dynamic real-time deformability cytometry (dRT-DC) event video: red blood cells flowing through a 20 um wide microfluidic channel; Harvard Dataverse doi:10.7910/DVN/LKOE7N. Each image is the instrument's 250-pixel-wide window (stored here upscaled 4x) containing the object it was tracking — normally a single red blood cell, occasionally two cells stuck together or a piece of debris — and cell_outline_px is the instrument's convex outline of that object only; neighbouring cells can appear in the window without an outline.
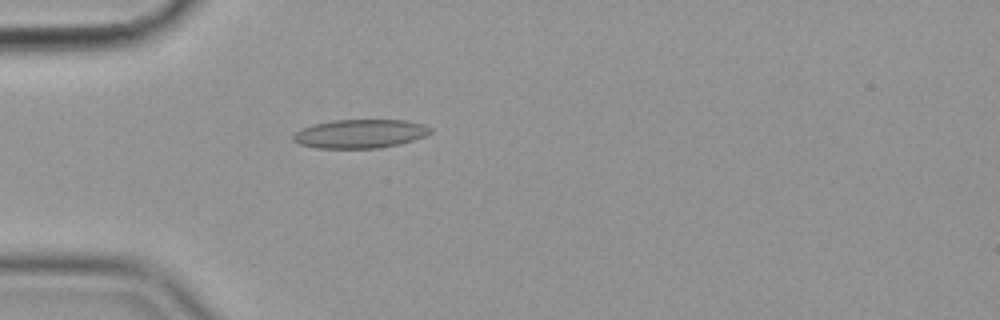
{"species": "common noctule bat (a hibernating species)", "species_latin": "Nyctalus noctula", "temperature_condition": "cold", "stored_images_in_passage": 42, "camera_frame_rate_fps": 3000, "um_per_image_px": 0.085, "animal": {"sex": "female", "body_mass_g": 19.9}, "frame": {"image": 1, "passage_image": 2, "time_ms": 0.333, "image_size_px": [1000, 320], "cell_outline_px": [[432, 132], [424, 136], [400, 144], [380, 148], [316, 148], [300, 144], [292, 140], [292, 136], [300, 128], [332, 120], [404, 120], [424, 124], [432, 128]], "centroid_in_image_um": [30.61, 11.37], "position_along_channel_um": 54.4, "area_um2": 23.0}}
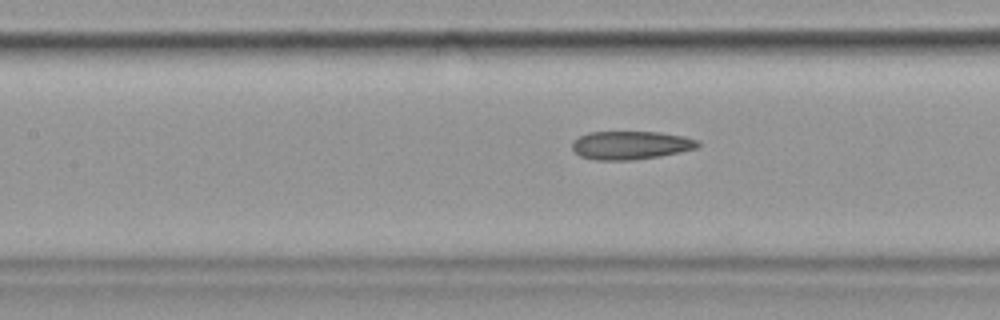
{"frame": {"image": 2, "passage_image": 11, "time_ms": 3.333, "image_size_px": [1000, 320], "cell_outline_px": [[700, 144], [696, 148], [680, 152], [660, 156], [632, 160], [596, 160], [580, 156], [572, 148], [572, 140], [588, 132], [660, 132], [684, 136], [700, 140]], "centroid_in_image_um": [53.62, 12.34], "position_along_channel_um": 153.8, "area_um2": 20.87}}
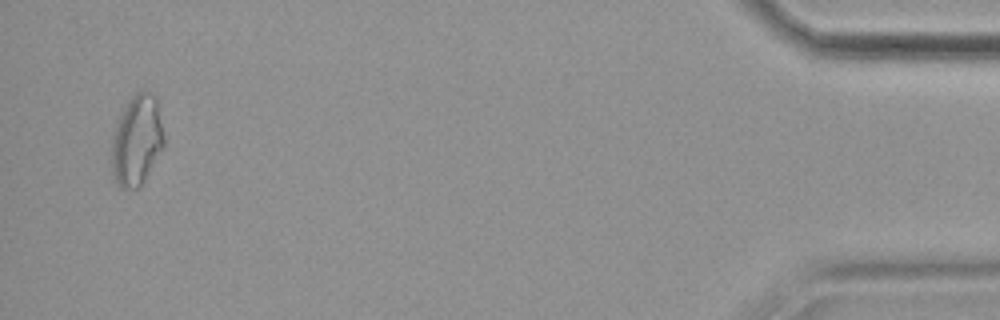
{"frame": {"image": 3, "passage_image": 40, "time_ms": 13.0, "image_size_px": [1000, 320], "cell_outline_px": [[164, 148], [144, 180], [136, 188], [120, 188], [112, 176], [108, 148], [112, 132], [128, 100], [140, 88], [144, 88], [152, 92], [156, 96], [164, 132]], "centroid_in_image_um": [11.59, 11.9], "position_along_channel_um": 423.6, "area_um2": 28.61}, "authors_computed_cell_mechanics": {"area_um2": 21.2126, "velocity_mm_per_s": 3.599, "shape_relaxation_time_tau1_ms": null, "shape_relaxation_time_tau2_ms": 2.5732, "deformation_change_tau1": null, "deformation_change_tau2": 0.107}}